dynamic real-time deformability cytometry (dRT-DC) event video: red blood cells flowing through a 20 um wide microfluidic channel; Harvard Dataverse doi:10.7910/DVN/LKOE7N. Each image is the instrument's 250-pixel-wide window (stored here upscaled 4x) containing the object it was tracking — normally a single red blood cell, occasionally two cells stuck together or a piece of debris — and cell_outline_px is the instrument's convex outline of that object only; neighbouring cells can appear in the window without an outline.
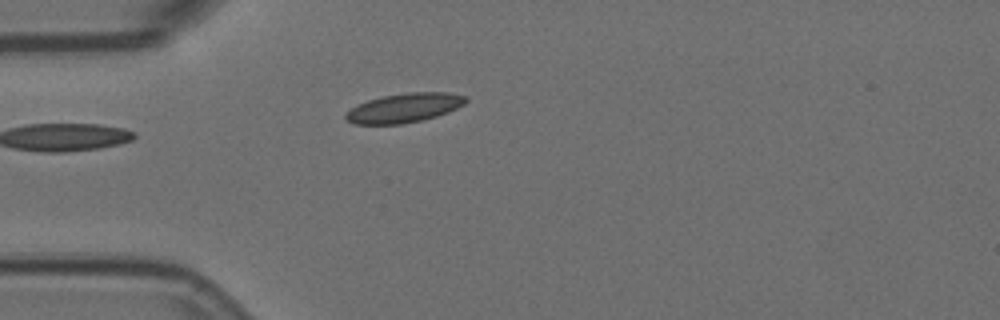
{"species": "Egyptian fruit bat (a non-hibernating species)", "species_latin": "Rousettus aegyptiacus", "temperature_condition": "room temperature", "stored_images_in_passage": 6, "camera_frame_rate_fps": 3000, "um_per_image_px": 0.085, "animal": {"sex": "female"}, "frame": {"image": 1, "passage_image": 5, "time_ms": 1.333, "image_size_px": [1000, 320], "cell_outline_px": [[468, 100], [464, 104], [448, 112], [436, 116], [420, 120], [400, 124], [352, 124], [344, 116], [352, 108], [368, 100], [384, 96], [408, 92], [452, 92], [468, 96]], "centroid_in_image_um": [34.42, 9.16], "position_along_channel_um": 50.6, "area_um2": 20.29}}